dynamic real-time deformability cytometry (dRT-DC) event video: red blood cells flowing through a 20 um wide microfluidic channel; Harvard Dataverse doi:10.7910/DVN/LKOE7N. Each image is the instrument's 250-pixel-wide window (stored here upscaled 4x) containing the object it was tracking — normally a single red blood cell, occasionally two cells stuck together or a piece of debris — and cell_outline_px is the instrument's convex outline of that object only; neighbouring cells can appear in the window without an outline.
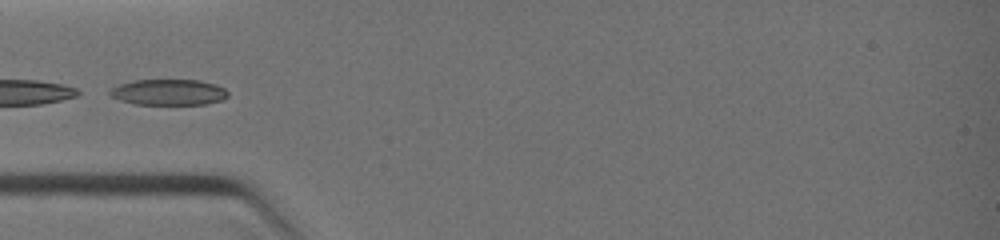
{"species": "common noctule bat (a hibernating species)", "species_latin": "Nyctalus noctula", "temperature_condition": "warm", "stored_images_in_passage": 4, "camera_frame_rate_fps": 3000, "um_per_image_px": 0.085, "animal": {"sex": "female", "body_mass_g": 19.0, "forearm_length_mm": 51.5}, "frame": {"image": 1, "passage_image": 1, "time_ms": 0.0, "image_size_px": [1000, 240], "cell_outline_px": [[228, 96], [220, 100], [204, 104], [136, 104], [120, 100], [112, 96], [108, 92], [112, 88], [120, 84], [132, 80], [200, 80], [216, 84], [224, 88], [228, 92]], "centroid_in_image_um": [14.34, 7.83], "position_along_channel_um": 70.7, "area_um2": 17.69}}